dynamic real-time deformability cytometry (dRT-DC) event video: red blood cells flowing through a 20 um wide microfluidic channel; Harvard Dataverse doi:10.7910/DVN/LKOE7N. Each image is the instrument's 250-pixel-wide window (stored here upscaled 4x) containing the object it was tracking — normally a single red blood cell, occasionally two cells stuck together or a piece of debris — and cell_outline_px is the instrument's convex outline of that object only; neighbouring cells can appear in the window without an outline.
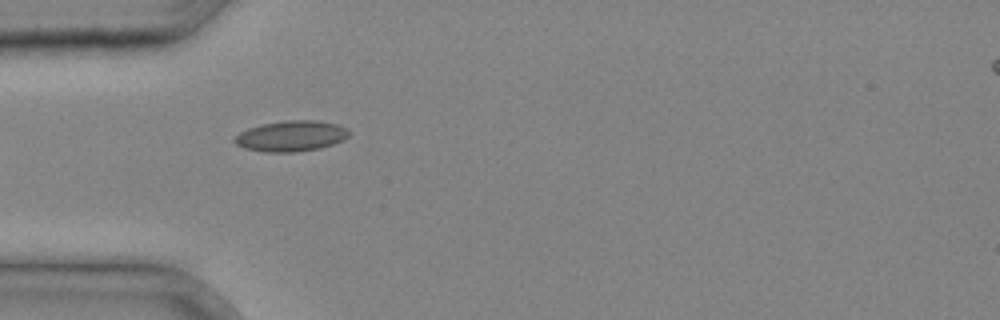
{"species": "common noctule bat (a hibernating species)", "species_latin": "Nyctalus noctula", "temperature_condition": "cold", "stored_images_in_passage": 17, "camera_frame_rate_fps": 3000, "um_per_image_px": 0.085, "animal": {"sex": "male", "body_mass_g": 20.4}, "frame": {"image": 1, "passage_image": 1, "time_ms": 0.0, "image_size_px": [1000, 320], "cell_outline_px": [[352, 132], [344, 140], [320, 148], [296, 152], [264, 152], [244, 148], [236, 144], [232, 140], [240, 132], [248, 128], [264, 124], [288, 120], [316, 120], [336, 124], [348, 128]], "centroid_in_image_um": [24.77, 11.57], "position_along_channel_um": 60.2, "area_um2": 20.52}}
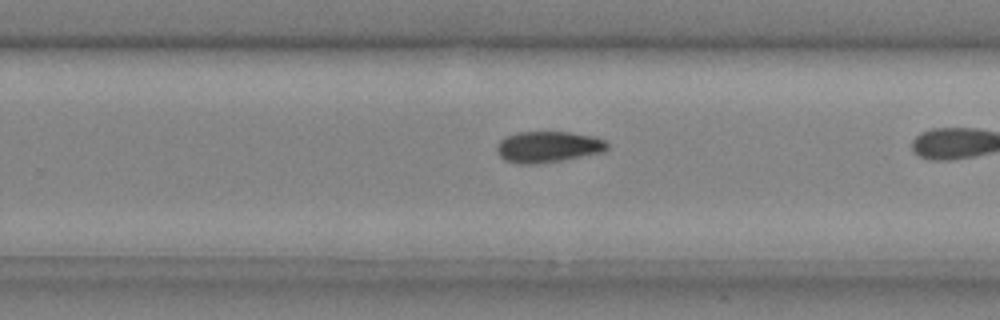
{"frame": {"image": 2, "passage_image": 12, "time_ms": 3.667, "image_size_px": [1000, 320], "cell_outline_px": [[608, 148], [604, 152], [564, 160], [536, 164], [520, 164], [504, 160], [496, 152], [496, 144], [504, 136], [516, 132], [568, 132], [592, 136], [604, 140], [608, 144]], "centroid_in_image_um": [46.55, 12.49], "position_along_channel_um": 283.3, "area_um2": 20.29}}